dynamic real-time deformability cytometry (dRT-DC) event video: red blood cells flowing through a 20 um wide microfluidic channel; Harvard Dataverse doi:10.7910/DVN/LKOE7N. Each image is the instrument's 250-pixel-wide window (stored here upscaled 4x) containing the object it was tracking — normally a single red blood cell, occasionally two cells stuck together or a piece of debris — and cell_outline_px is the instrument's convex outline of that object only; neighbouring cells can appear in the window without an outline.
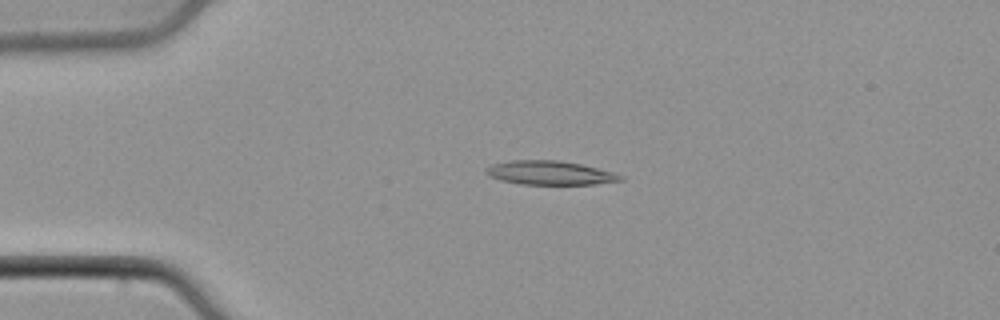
{"species": "common noctule bat (a hibernating species)", "species_latin": "Nyctalus noctula", "temperature_condition": "cold", "stored_images_in_passage": 41, "camera_frame_rate_fps": 3000, "um_per_image_px": 0.085, "animal": {"sex": "male", "body_mass_g": 21.5, "forearm_length_mm": 52.0}, "frame": {"image": 1, "passage_image": 3, "time_ms": 0.667, "image_size_px": [1000, 320], "cell_outline_px": [[624, 180], [596, 184], [520, 184], [500, 180], [488, 176], [484, 172], [484, 168], [492, 164], [512, 160], [556, 160], [580, 164], [612, 172], [624, 176]], "centroid_in_image_um": [46.69, 14.69], "position_along_channel_um": 38.3, "area_um2": 18.73}}
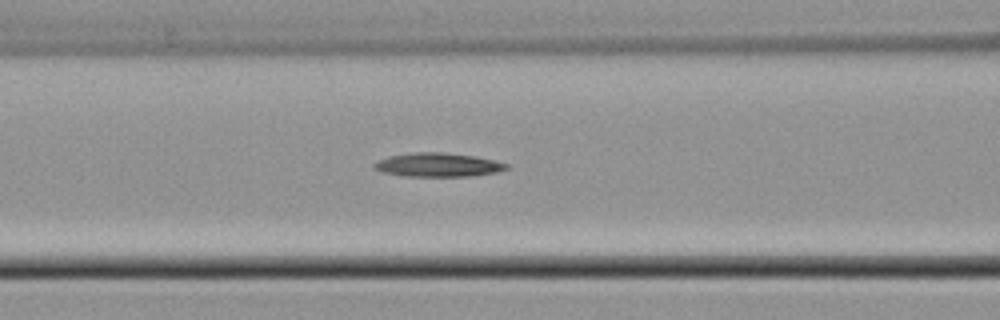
{"frame": {"image": 2, "passage_image": 12, "time_ms": 3.667, "image_size_px": [1000, 320], "cell_outline_px": [[508, 168], [496, 172], [468, 176], [404, 176], [384, 172], [372, 168], [372, 164], [376, 160], [388, 156], [412, 152], [444, 152], [476, 156], [496, 160], [508, 164]], "centroid_in_image_um": [37.19, 14.0], "position_along_channel_um": 129.4, "area_um2": 18.5}}
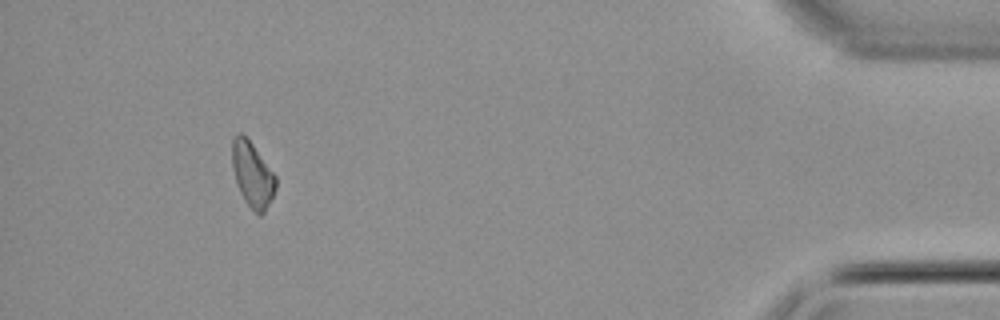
{"frame": {"image": 3, "passage_image": 37, "time_ms": 12.0, "image_size_px": [1000, 320], "cell_outline_px": [[276, 188], [264, 212], [260, 216], [244, 200], [236, 184], [232, 168], [232, 136], [240, 132], [252, 144], [276, 176]], "centroid_in_image_um": [21.43, 14.82], "position_along_channel_um": 413.8, "area_um2": 16.3}}